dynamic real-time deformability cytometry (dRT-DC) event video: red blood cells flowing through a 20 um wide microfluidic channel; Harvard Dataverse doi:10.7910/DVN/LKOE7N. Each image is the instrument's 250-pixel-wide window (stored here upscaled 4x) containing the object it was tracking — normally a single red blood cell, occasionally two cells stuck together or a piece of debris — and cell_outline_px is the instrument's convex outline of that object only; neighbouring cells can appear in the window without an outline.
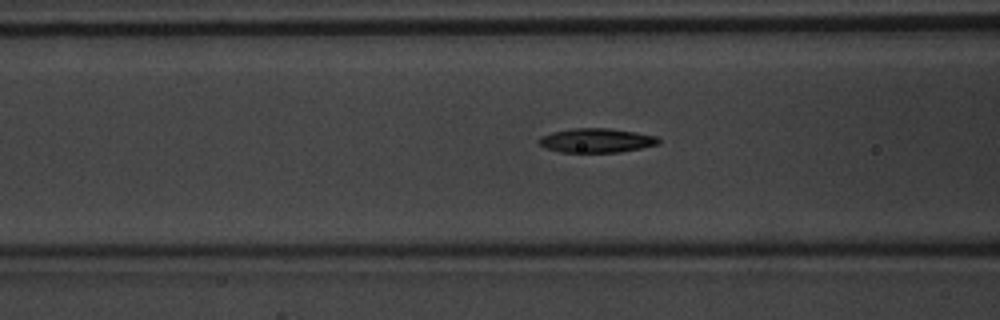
{"species": "common noctule bat (a hibernating species)", "species_latin": "Nyctalus noctula", "temperature_condition": "warm", "stored_images_in_passage": 38, "camera_frame_rate_fps": 3000, "um_per_image_px": 0.085, "animal": {"sex": "male", "body_mass_g": 20.1, "forearm_length_mm": 53.5}, "frame": {"image": 1, "passage_image": 17, "time_ms": 5.333, "image_size_px": [1000, 320], "cell_outline_px": [[660, 144], [620, 152], [560, 152], [544, 148], [536, 140], [540, 136], [552, 132], [576, 128], [608, 128], [636, 132], [656, 136], [660, 140]], "centroid_in_image_um": [50.67, 11.94], "position_along_channel_um": 115.9, "area_um2": 16.94}}
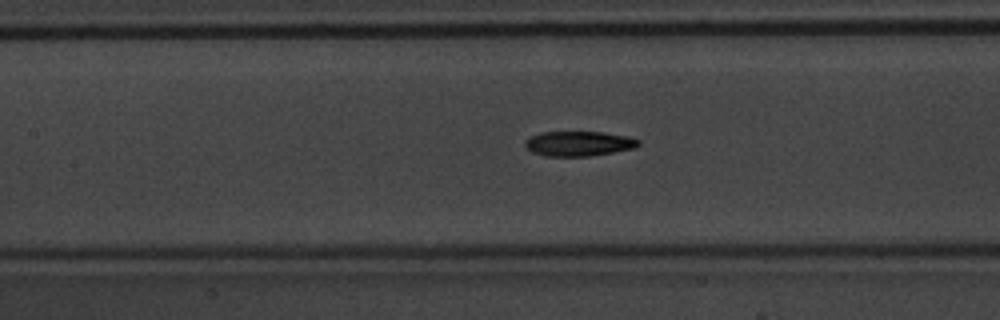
{"frame": {"image": 2, "passage_image": 20, "time_ms": 6.333, "image_size_px": [1000, 320], "cell_outline_px": [[640, 144], [636, 148], [588, 156], [544, 156], [532, 152], [524, 148], [524, 140], [540, 132], [604, 132], [628, 136], [640, 140]], "centroid_in_image_um": [49.17, 12.2], "position_along_channel_um": 158.2, "area_um2": 16.59}}
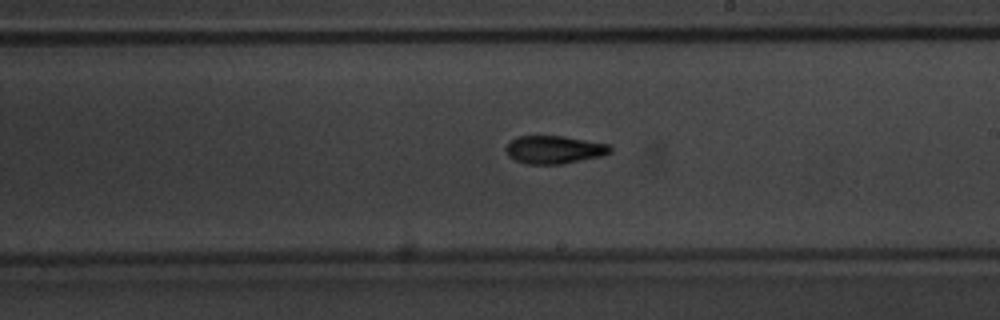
{"frame": {"image": 3, "passage_image": 26, "time_ms": 8.333, "image_size_px": [1000, 320], "cell_outline_px": [[612, 152], [600, 156], [560, 164], [524, 164], [508, 156], [504, 148], [516, 136], [560, 136], [612, 144]], "centroid_in_image_um": [47.1, 12.72], "position_along_channel_um": 241.9, "area_um2": 16.99}}